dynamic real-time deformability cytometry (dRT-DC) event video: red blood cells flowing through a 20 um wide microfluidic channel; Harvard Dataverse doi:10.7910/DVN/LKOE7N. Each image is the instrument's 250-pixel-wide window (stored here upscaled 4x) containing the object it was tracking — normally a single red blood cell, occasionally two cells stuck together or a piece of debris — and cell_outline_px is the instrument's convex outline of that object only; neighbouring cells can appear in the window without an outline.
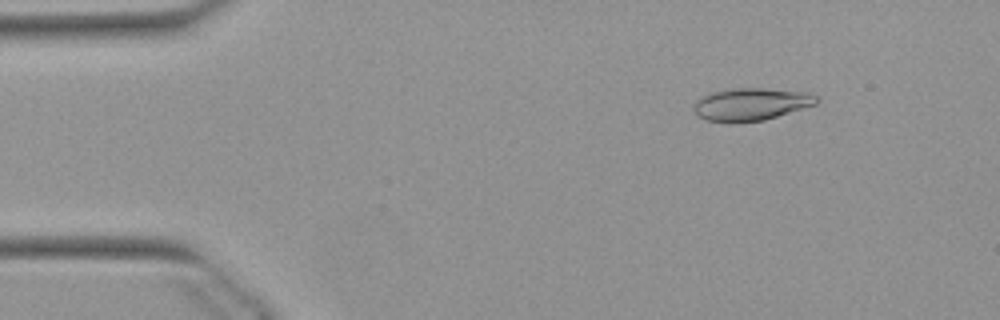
{"species": "Egyptian fruit bat (a non-hibernating species)", "species_latin": "Rousettus aegyptiacus", "temperature_condition": "warm", "stored_images_in_passage": 51, "camera_frame_rate_fps": 3000, "um_per_image_px": 0.085, "animal": {"sex": "female"}, "frame": {"image": 1, "passage_image": 6, "time_ms": 1.667, "image_size_px": [1000, 320], "cell_outline_px": [[820, 100], [816, 104], [764, 120], [732, 124], [728, 124], [704, 120], [696, 116], [692, 108], [692, 104], [696, 100], [712, 92], [736, 88], [764, 88], [812, 92]], "centroid_in_image_um": [63.8, 8.88], "position_along_channel_um": 21.2, "area_um2": 23.81}}
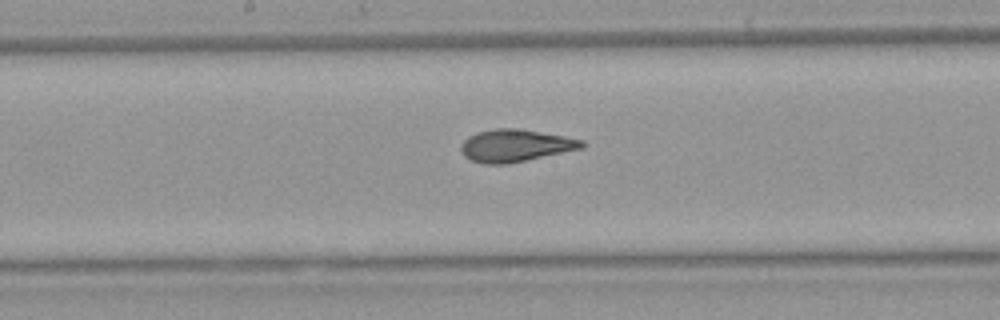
{"frame": {"image": 2, "passage_image": 26, "time_ms": 8.333, "image_size_px": [1000, 320], "cell_outline_px": [[588, 144], [584, 148], [504, 164], [484, 164], [472, 160], [464, 156], [460, 148], [460, 144], [468, 136], [476, 132], [496, 128], [520, 128], [564, 136], [584, 140]], "centroid_in_image_um": [43.81, 12.36], "position_along_channel_um": 204.4, "area_um2": 22.83}}
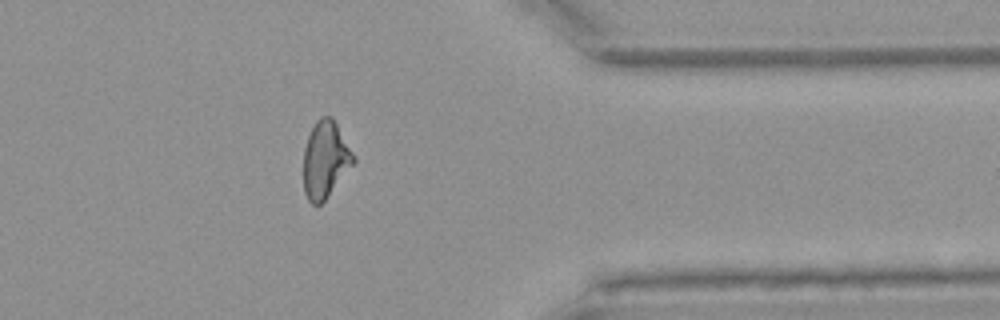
{"frame": {"image": 3, "passage_image": 41, "time_ms": 13.333, "image_size_px": [1000, 320], "cell_outline_px": [[356, 160], [324, 200], [320, 204], [312, 204], [308, 200], [304, 192], [304, 148], [308, 136], [316, 120], [320, 116], [332, 116], [356, 156]], "centroid_in_image_um": [27.65, 13.53], "position_along_channel_um": 383.7, "area_um2": 22.2}, "authors_computed_cell_mechanics": {"area_um2": 22.7732, "velocity_mm_per_s": 3.9113, "shape_relaxation_time_tau1_ms": 7.9905, "shape_relaxation_time_tau2_ms": 1.5954, "deformation_change_tau1": 0.2238, "deformation_change_tau2": 0.0865}}